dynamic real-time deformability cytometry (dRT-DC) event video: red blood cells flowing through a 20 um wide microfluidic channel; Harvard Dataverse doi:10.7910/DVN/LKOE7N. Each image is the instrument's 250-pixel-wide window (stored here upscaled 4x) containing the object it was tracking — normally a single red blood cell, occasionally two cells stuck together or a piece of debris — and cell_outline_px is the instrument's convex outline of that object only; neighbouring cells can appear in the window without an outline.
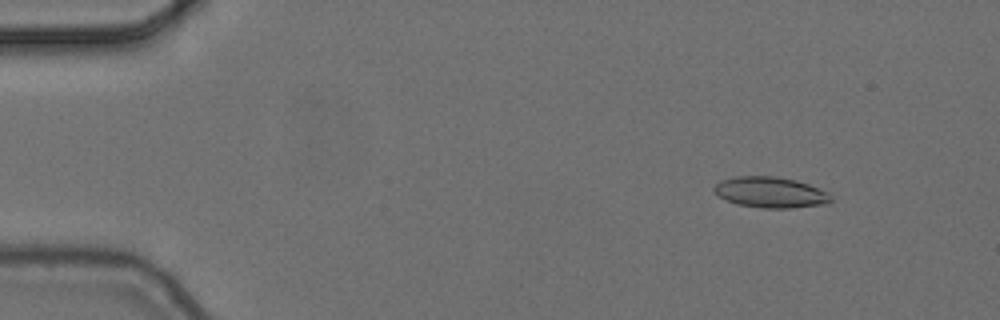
{"species": "common noctule bat (a hibernating species)", "species_latin": "Nyctalus noctula", "temperature_condition": "cold", "stored_images_in_passage": 4, "camera_frame_rate_fps": 3000, "um_per_image_px": 0.085, "animal": {"sex": "female", "body_mass_g": 24.6, "forearm_length_mm": 56.2}, "frame": {"image": 1, "passage_image": 2, "time_ms": 0.333, "image_size_px": [1000, 320], "cell_outline_px": [[832, 200], [828, 204], [792, 208], [760, 208], [736, 204], [720, 196], [712, 188], [720, 180], [736, 176], [776, 176], [796, 180], [808, 184], [828, 192], [832, 196]], "centroid_in_image_um": [65.52, 16.35], "position_along_channel_um": 19.5, "area_um2": 21.1}}